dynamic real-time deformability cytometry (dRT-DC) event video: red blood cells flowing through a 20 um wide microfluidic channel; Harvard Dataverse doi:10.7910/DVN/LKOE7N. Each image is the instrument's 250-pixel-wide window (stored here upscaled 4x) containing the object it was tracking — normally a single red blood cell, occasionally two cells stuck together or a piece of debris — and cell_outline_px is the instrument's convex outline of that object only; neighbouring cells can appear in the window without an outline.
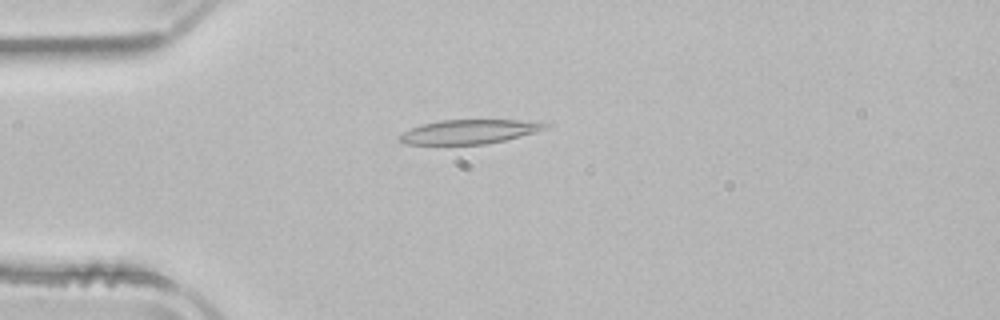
{"species": "common noctule bat (a hibernating species)", "species_latin": "Nyctalus noctula", "temperature_condition": "room temperature", "stored_images_in_passage": 51, "camera_frame_rate_fps": 3000, "um_per_image_px": 0.085, "animal": {"sex": "male", "body_mass_g": 21.5, "forearm_length_mm": 52.0}, "frame": {"image": 1, "passage_image": 13, "time_ms": 4.0, "image_size_px": [1000, 320], "cell_outline_px": [[552, 120], [544, 128], [536, 132], [504, 140], [484, 144], [404, 144], [400, 140], [400, 136], [404, 132], [412, 128], [424, 124], [440, 120]], "centroid_in_image_um": [39.99, 11.17], "position_along_channel_um": 45.0, "area_um2": 20.46}}
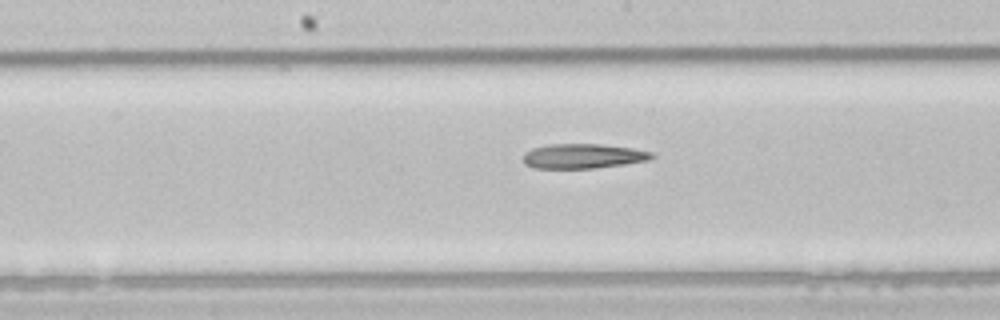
{"frame": {"image": 2, "passage_image": 26, "time_ms": 8.333, "image_size_px": [1000, 320], "cell_outline_px": [[656, 156], [648, 160], [624, 164], [592, 168], [532, 168], [524, 164], [524, 152], [532, 148], [548, 144], [600, 144], [632, 148], [652, 152]], "centroid_in_image_um": [49.53, 13.26], "position_along_channel_um": 198.7, "area_um2": 18.5}}
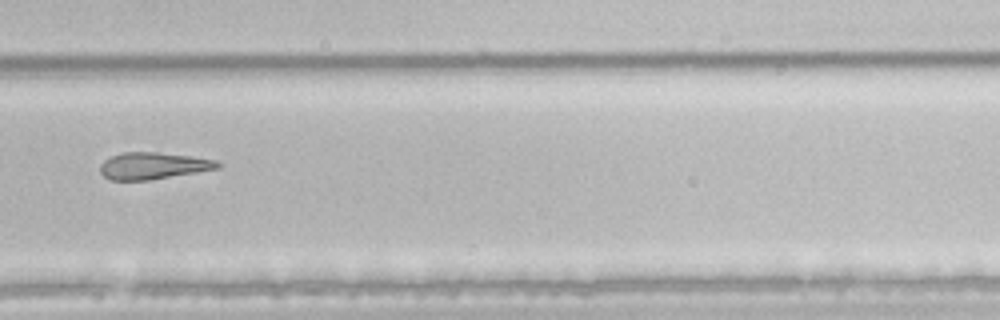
{"frame": {"image": 3, "passage_image": 35, "time_ms": 11.333, "image_size_px": [1000, 320], "cell_outline_px": [[224, 164], [220, 168], [148, 180], [108, 180], [100, 172], [100, 164], [104, 160], [112, 156], [124, 152], [156, 152], [192, 156], [216, 160]], "centroid_in_image_um": [13.03, 14.09], "position_along_channel_um": 316.8, "area_um2": 18.38}, "authors_computed_cell_mechanics": {"area_um2": 20.808, "velocity_mm_per_s": 3.9641, "shape_relaxation_time_tau1_ms": 9.4642, "shape_relaxation_time_tau2_ms": null, "deformation_change_tau1": 0.2383, "deformation_change_tau2": null}}